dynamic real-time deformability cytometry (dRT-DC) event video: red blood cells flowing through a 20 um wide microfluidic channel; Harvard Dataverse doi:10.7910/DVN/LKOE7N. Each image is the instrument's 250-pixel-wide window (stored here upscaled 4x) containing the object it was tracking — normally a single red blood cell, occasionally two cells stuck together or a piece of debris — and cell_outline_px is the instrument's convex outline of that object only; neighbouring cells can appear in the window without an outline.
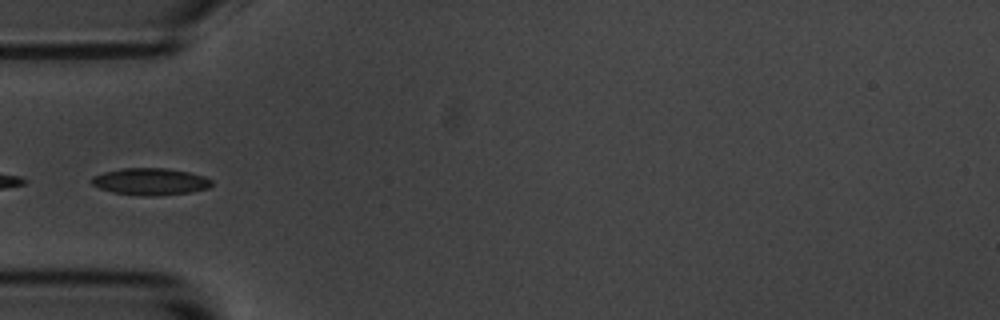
{"species": "common noctule bat (a hibernating species)", "species_latin": "Nyctalus noctula", "temperature_condition": "room temperature", "stored_images_in_passage": 8, "camera_frame_rate_fps": 3000, "um_per_image_px": 0.085, "animal": {"sex": "male", "body_mass_g": 20.1, "forearm_length_mm": 53.5}, "frame": {"image": 1, "passage_image": 5, "time_ms": 4.667, "image_size_px": [1000, 320], "cell_outline_px": [[212, 184], [208, 188], [192, 192], [156, 196], [144, 196], [112, 192], [100, 188], [92, 184], [88, 180], [92, 176], [104, 172], [124, 168], [168, 168], [188, 172], [204, 176], [212, 180]], "centroid_in_image_um": [12.77, 15.43], "position_along_channel_um": 72.2, "area_um2": 18.96}}
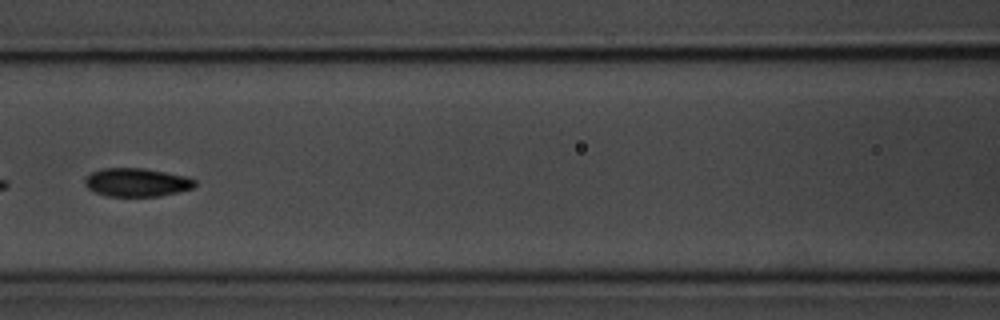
{"frame": {"image": 2, "passage_image": 7, "time_ms": 7.0, "image_size_px": [1000, 320], "cell_outline_px": [[196, 184], [192, 188], [160, 196], [108, 196], [96, 192], [88, 188], [84, 184], [84, 180], [92, 172], [104, 168], [144, 168], [188, 176], [196, 180]], "centroid_in_image_um": [11.64, 15.49], "position_along_channel_um": 155.0, "area_um2": 18.15}}
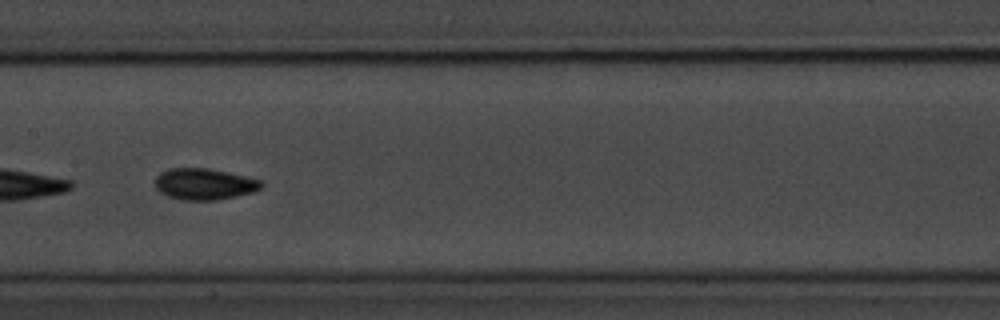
{"frame": {"image": 3, "passage_image": 8, "time_ms": 8.0, "image_size_px": [1000, 320], "cell_outline_px": [[264, 184], [260, 188], [252, 192], [236, 196], [216, 200], [184, 200], [168, 196], [160, 192], [156, 188], [156, 176], [160, 172], [168, 168], [208, 168], [244, 176], [260, 180]], "centroid_in_image_um": [17.34, 15.64], "position_along_channel_um": 190.1, "area_um2": 19.25}}